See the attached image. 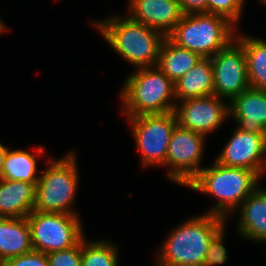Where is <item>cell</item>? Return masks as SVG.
I'll list each match as a JSON object with an SVG mask.
<instances>
[{"mask_svg": "<svg viewBox=\"0 0 266 266\" xmlns=\"http://www.w3.org/2000/svg\"><path fill=\"white\" fill-rule=\"evenodd\" d=\"M35 201V184L0 178V217L25 218L34 210Z\"/></svg>", "mask_w": 266, "mask_h": 266, "instance_id": "2e32d148", "label": "cell"}, {"mask_svg": "<svg viewBox=\"0 0 266 266\" xmlns=\"http://www.w3.org/2000/svg\"><path fill=\"white\" fill-rule=\"evenodd\" d=\"M244 2L245 0H207V13L224 16L238 28Z\"/></svg>", "mask_w": 266, "mask_h": 266, "instance_id": "603a6c76", "label": "cell"}, {"mask_svg": "<svg viewBox=\"0 0 266 266\" xmlns=\"http://www.w3.org/2000/svg\"><path fill=\"white\" fill-rule=\"evenodd\" d=\"M33 150L35 153L31 154L28 150H10L6 147L1 179L25 181L36 185L40 178L36 157L43 155L45 148L38 146Z\"/></svg>", "mask_w": 266, "mask_h": 266, "instance_id": "d6986e66", "label": "cell"}, {"mask_svg": "<svg viewBox=\"0 0 266 266\" xmlns=\"http://www.w3.org/2000/svg\"><path fill=\"white\" fill-rule=\"evenodd\" d=\"M174 85L176 102L213 95L214 76L210 58H201Z\"/></svg>", "mask_w": 266, "mask_h": 266, "instance_id": "ac0fdd59", "label": "cell"}, {"mask_svg": "<svg viewBox=\"0 0 266 266\" xmlns=\"http://www.w3.org/2000/svg\"><path fill=\"white\" fill-rule=\"evenodd\" d=\"M226 221L206 212L190 217L167 234L155 263L203 266L209 243Z\"/></svg>", "mask_w": 266, "mask_h": 266, "instance_id": "3957f363", "label": "cell"}, {"mask_svg": "<svg viewBox=\"0 0 266 266\" xmlns=\"http://www.w3.org/2000/svg\"><path fill=\"white\" fill-rule=\"evenodd\" d=\"M214 76V95L231 101L250 87L243 46L233 39L210 57Z\"/></svg>", "mask_w": 266, "mask_h": 266, "instance_id": "30bf717a", "label": "cell"}, {"mask_svg": "<svg viewBox=\"0 0 266 266\" xmlns=\"http://www.w3.org/2000/svg\"><path fill=\"white\" fill-rule=\"evenodd\" d=\"M179 103V104H178ZM174 113L177 124L207 137L208 133L230 119L229 101L210 95L177 101Z\"/></svg>", "mask_w": 266, "mask_h": 266, "instance_id": "8fae6325", "label": "cell"}, {"mask_svg": "<svg viewBox=\"0 0 266 266\" xmlns=\"http://www.w3.org/2000/svg\"><path fill=\"white\" fill-rule=\"evenodd\" d=\"M184 13L189 14H200L207 13V0H177Z\"/></svg>", "mask_w": 266, "mask_h": 266, "instance_id": "4316f807", "label": "cell"}, {"mask_svg": "<svg viewBox=\"0 0 266 266\" xmlns=\"http://www.w3.org/2000/svg\"><path fill=\"white\" fill-rule=\"evenodd\" d=\"M234 130L215 160L224 166L253 170L262 178L266 174V134Z\"/></svg>", "mask_w": 266, "mask_h": 266, "instance_id": "7c38bea8", "label": "cell"}, {"mask_svg": "<svg viewBox=\"0 0 266 266\" xmlns=\"http://www.w3.org/2000/svg\"><path fill=\"white\" fill-rule=\"evenodd\" d=\"M6 146L0 143V178L3 170V162L5 157Z\"/></svg>", "mask_w": 266, "mask_h": 266, "instance_id": "83f0119b", "label": "cell"}, {"mask_svg": "<svg viewBox=\"0 0 266 266\" xmlns=\"http://www.w3.org/2000/svg\"><path fill=\"white\" fill-rule=\"evenodd\" d=\"M33 250L27 217H0V265L7 259Z\"/></svg>", "mask_w": 266, "mask_h": 266, "instance_id": "e0dca14e", "label": "cell"}, {"mask_svg": "<svg viewBox=\"0 0 266 266\" xmlns=\"http://www.w3.org/2000/svg\"><path fill=\"white\" fill-rule=\"evenodd\" d=\"M131 125L142 168L164 166L172 132L177 125L174 111L126 117Z\"/></svg>", "mask_w": 266, "mask_h": 266, "instance_id": "ba28073f", "label": "cell"}, {"mask_svg": "<svg viewBox=\"0 0 266 266\" xmlns=\"http://www.w3.org/2000/svg\"><path fill=\"white\" fill-rule=\"evenodd\" d=\"M111 241L102 239H82L81 266H118V247Z\"/></svg>", "mask_w": 266, "mask_h": 266, "instance_id": "7402d4cb", "label": "cell"}, {"mask_svg": "<svg viewBox=\"0 0 266 266\" xmlns=\"http://www.w3.org/2000/svg\"><path fill=\"white\" fill-rule=\"evenodd\" d=\"M104 40L119 56L135 68L156 66L162 45L167 36L127 15H111L107 19L91 22Z\"/></svg>", "mask_w": 266, "mask_h": 266, "instance_id": "6da1fadb", "label": "cell"}, {"mask_svg": "<svg viewBox=\"0 0 266 266\" xmlns=\"http://www.w3.org/2000/svg\"><path fill=\"white\" fill-rule=\"evenodd\" d=\"M27 220L33 250L45 254L72 248L85 237L79 215L33 210Z\"/></svg>", "mask_w": 266, "mask_h": 266, "instance_id": "52a82bcc", "label": "cell"}, {"mask_svg": "<svg viewBox=\"0 0 266 266\" xmlns=\"http://www.w3.org/2000/svg\"><path fill=\"white\" fill-rule=\"evenodd\" d=\"M243 46L250 87L266 91V41L245 34H235Z\"/></svg>", "mask_w": 266, "mask_h": 266, "instance_id": "44dd1931", "label": "cell"}, {"mask_svg": "<svg viewBox=\"0 0 266 266\" xmlns=\"http://www.w3.org/2000/svg\"><path fill=\"white\" fill-rule=\"evenodd\" d=\"M6 29H7L6 25L3 23L2 19L0 18V34L6 31Z\"/></svg>", "mask_w": 266, "mask_h": 266, "instance_id": "f546056e", "label": "cell"}, {"mask_svg": "<svg viewBox=\"0 0 266 266\" xmlns=\"http://www.w3.org/2000/svg\"><path fill=\"white\" fill-rule=\"evenodd\" d=\"M236 32L237 27L224 16L200 13L184 15L167 37L179 47L210 58L235 39Z\"/></svg>", "mask_w": 266, "mask_h": 266, "instance_id": "8992f818", "label": "cell"}, {"mask_svg": "<svg viewBox=\"0 0 266 266\" xmlns=\"http://www.w3.org/2000/svg\"><path fill=\"white\" fill-rule=\"evenodd\" d=\"M224 225L212 238L209 243L203 266H222L228 259L227 247L224 246L225 236Z\"/></svg>", "mask_w": 266, "mask_h": 266, "instance_id": "cb8c5ba5", "label": "cell"}, {"mask_svg": "<svg viewBox=\"0 0 266 266\" xmlns=\"http://www.w3.org/2000/svg\"><path fill=\"white\" fill-rule=\"evenodd\" d=\"M261 179L253 170L224 166L215 160L211 166L204 167L186 187L214 197L217 203L206 213L227 219L259 186Z\"/></svg>", "mask_w": 266, "mask_h": 266, "instance_id": "7a4b0ae2", "label": "cell"}, {"mask_svg": "<svg viewBox=\"0 0 266 266\" xmlns=\"http://www.w3.org/2000/svg\"><path fill=\"white\" fill-rule=\"evenodd\" d=\"M258 186L236 210L237 234L244 239L266 243V188ZM239 211V212H238Z\"/></svg>", "mask_w": 266, "mask_h": 266, "instance_id": "9a60e30c", "label": "cell"}, {"mask_svg": "<svg viewBox=\"0 0 266 266\" xmlns=\"http://www.w3.org/2000/svg\"><path fill=\"white\" fill-rule=\"evenodd\" d=\"M262 2V5H266V0H260Z\"/></svg>", "mask_w": 266, "mask_h": 266, "instance_id": "4dcf8cb0", "label": "cell"}, {"mask_svg": "<svg viewBox=\"0 0 266 266\" xmlns=\"http://www.w3.org/2000/svg\"><path fill=\"white\" fill-rule=\"evenodd\" d=\"M49 266H81L82 240L74 247L47 254Z\"/></svg>", "mask_w": 266, "mask_h": 266, "instance_id": "d4e9b609", "label": "cell"}, {"mask_svg": "<svg viewBox=\"0 0 266 266\" xmlns=\"http://www.w3.org/2000/svg\"><path fill=\"white\" fill-rule=\"evenodd\" d=\"M121 88L120 103L126 117L174 111L175 85L157 66L135 69Z\"/></svg>", "mask_w": 266, "mask_h": 266, "instance_id": "277c9868", "label": "cell"}, {"mask_svg": "<svg viewBox=\"0 0 266 266\" xmlns=\"http://www.w3.org/2000/svg\"><path fill=\"white\" fill-rule=\"evenodd\" d=\"M206 136L190 129L175 126L168 145L164 167L167 179L186 187L204 168L202 158Z\"/></svg>", "mask_w": 266, "mask_h": 266, "instance_id": "9c48e42d", "label": "cell"}, {"mask_svg": "<svg viewBox=\"0 0 266 266\" xmlns=\"http://www.w3.org/2000/svg\"><path fill=\"white\" fill-rule=\"evenodd\" d=\"M202 57L189 49L179 47L168 37L165 39L157 62V67L176 83L191 70Z\"/></svg>", "mask_w": 266, "mask_h": 266, "instance_id": "ffe728a7", "label": "cell"}, {"mask_svg": "<svg viewBox=\"0 0 266 266\" xmlns=\"http://www.w3.org/2000/svg\"><path fill=\"white\" fill-rule=\"evenodd\" d=\"M0 266H49L47 254L32 250L26 254L12 257Z\"/></svg>", "mask_w": 266, "mask_h": 266, "instance_id": "484cf974", "label": "cell"}, {"mask_svg": "<svg viewBox=\"0 0 266 266\" xmlns=\"http://www.w3.org/2000/svg\"><path fill=\"white\" fill-rule=\"evenodd\" d=\"M229 112L239 130L266 134V91L249 87L229 102Z\"/></svg>", "mask_w": 266, "mask_h": 266, "instance_id": "5bb4252c", "label": "cell"}, {"mask_svg": "<svg viewBox=\"0 0 266 266\" xmlns=\"http://www.w3.org/2000/svg\"><path fill=\"white\" fill-rule=\"evenodd\" d=\"M154 266H194L188 264H175V263H155Z\"/></svg>", "mask_w": 266, "mask_h": 266, "instance_id": "f1b7e54d", "label": "cell"}, {"mask_svg": "<svg viewBox=\"0 0 266 266\" xmlns=\"http://www.w3.org/2000/svg\"><path fill=\"white\" fill-rule=\"evenodd\" d=\"M127 15L132 21L142 23L168 36L184 13L177 0H128Z\"/></svg>", "mask_w": 266, "mask_h": 266, "instance_id": "4fadbf2b", "label": "cell"}, {"mask_svg": "<svg viewBox=\"0 0 266 266\" xmlns=\"http://www.w3.org/2000/svg\"><path fill=\"white\" fill-rule=\"evenodd\" d=\"M65 155L56 160L49 157L47 168L41 170L34 210L79 215L73 209L79 183L77 155L73 150Z\"/></svg>", "mask_w": 266, "mask_h": 266, "instance_id": "5b68a950", "label": "cell"}]
</instances>
